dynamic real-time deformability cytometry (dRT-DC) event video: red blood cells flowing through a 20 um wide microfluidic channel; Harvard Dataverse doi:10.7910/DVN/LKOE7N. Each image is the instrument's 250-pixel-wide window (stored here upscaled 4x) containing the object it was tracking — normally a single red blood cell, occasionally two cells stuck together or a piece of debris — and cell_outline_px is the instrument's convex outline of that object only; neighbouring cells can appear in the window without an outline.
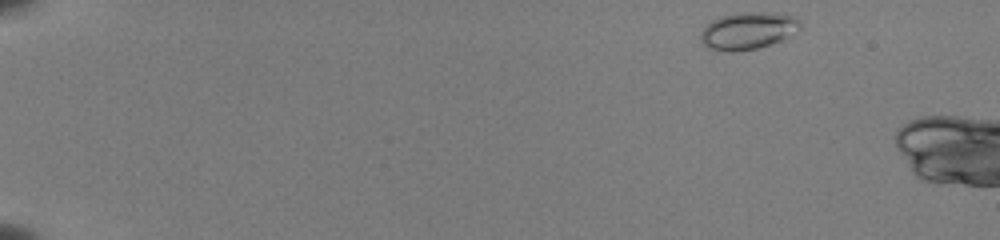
{"species": "common noctule bat (a hibernating species)", "species_latin": "Nyctalus noctula", "temperature_condition": "room temperature", "stored_images_in_passage": 6, "camera_frame_rate_fps": 3000, "um_per_image_px": 0.085, "animal": {"sex": "female", "body_mass_g": 22.0, "forearm_length_mm": 56.7}, "frame": {"image": 1, "passage_image": 1, "time_ms": 0.0, "image_size_px": [1000, 240], "cell_outline_px": [[800, 28], [788, 36], [780, 40], [756, 48], [732, 52], [708, 48], [700, 40], [700, 32], [712, 20], [720, 16], [740, 12], [760, 12], [792, 16], [800, 20]], "centroid_in_image_um": [63.53, 2.61], "position_along_channel_um": 21.5, "area_um2": 21.15}}